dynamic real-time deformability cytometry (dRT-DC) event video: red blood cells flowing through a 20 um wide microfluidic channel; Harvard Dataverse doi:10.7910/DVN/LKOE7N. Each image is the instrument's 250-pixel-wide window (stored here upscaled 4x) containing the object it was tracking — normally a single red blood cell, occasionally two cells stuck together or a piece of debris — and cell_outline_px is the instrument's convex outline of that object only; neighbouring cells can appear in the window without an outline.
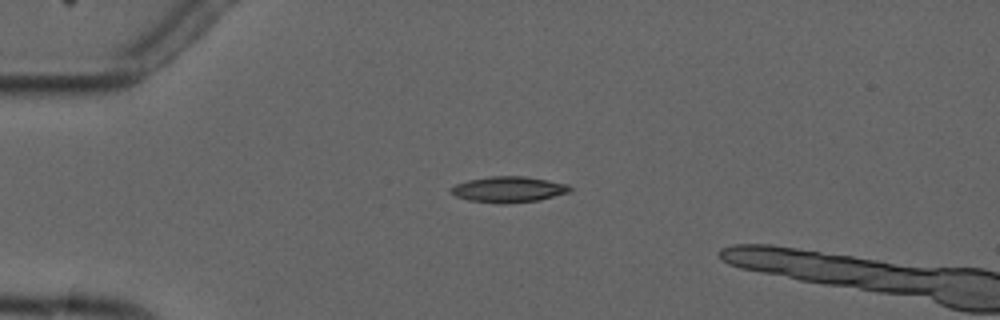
{"species": "common noctule bat (a hibernating species)", "species_latin": "Nyctalus noctula", "temperature_condition": "cold", "stored_images_in_passage": 2, "camera_frame_rate_fps": 3000, "um_per_image_px": 0.085, "animal": {"sex": "male", "forearm_length_mm": 52.5}, "frame": {"image": 1, "passage_image": 2, "time_ms": 2.0, "image_size_px": [1000, 320], "cell_outline_px": [[572, 192], [540, 200], [504, 204], [500, 204], [468, 200], [456, 196], [452, 192], [452, 188], [456, 184], [468, 180], [488, 176], [524, 176], [548, 180], [568, 184], [572, 188]], "centroid_in_image_um": [43.29, 16.1], "position_along_channel_um": 41.7, "area_um2": 18.03}}